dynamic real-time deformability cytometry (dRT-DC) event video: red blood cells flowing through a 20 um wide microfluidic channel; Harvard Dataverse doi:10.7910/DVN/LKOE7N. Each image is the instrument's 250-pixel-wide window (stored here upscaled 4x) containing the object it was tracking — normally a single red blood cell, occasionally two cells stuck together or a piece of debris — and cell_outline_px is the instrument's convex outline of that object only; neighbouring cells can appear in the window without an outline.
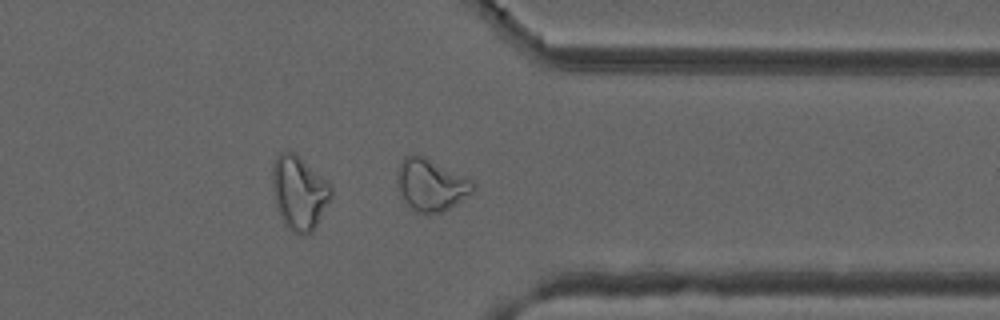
{"species": "common noctule bat (a hibernating species)", "species_latin": "Nyctalus noctula", "temperature_condition": "cold", "stored_images_in_passage": 51, "camera_frame_rate_fps": 3000, "um_per_image_px": 0.085, "animal": {"sex": "male", "forearm_length_mm": 52.5}, "frame": {"image": 1, "passage_image": 43, "time_ms": 14.0, "image_size_px": [1000, 320], "cell_outline_px": [[476, 188], [472, 192], [444, 212], [428, 216], [416, 212], [404, 200], [400, 192], [396, 180], [396, 168], [404, 156], [428, 156], [472, 180], [476, 184]], "centroid_in_image_um": [36.63, 15.72], "position_along_channel_um": 374.8, "area_um2": 23.47}}